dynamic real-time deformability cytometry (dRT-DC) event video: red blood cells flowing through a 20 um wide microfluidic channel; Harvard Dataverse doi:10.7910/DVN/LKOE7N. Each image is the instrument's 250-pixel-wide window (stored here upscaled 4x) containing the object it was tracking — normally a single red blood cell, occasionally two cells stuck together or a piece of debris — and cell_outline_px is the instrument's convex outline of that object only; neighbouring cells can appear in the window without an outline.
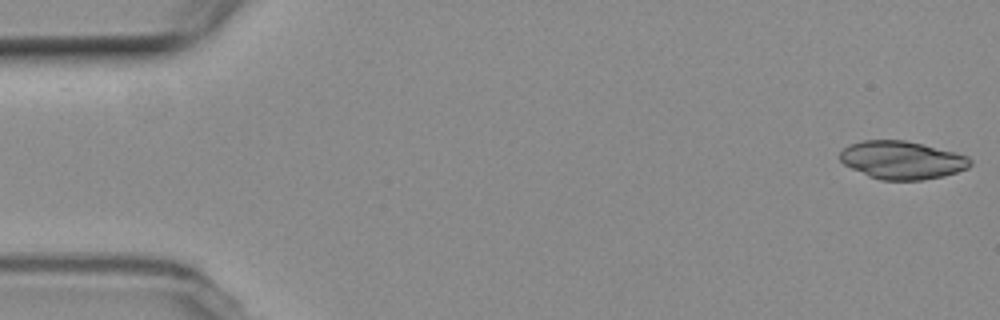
{"species": "common noctule bat (a hibernating species)", "species_latin": "Nyctalus noctula", "temperature_condition": "room temperature", "stored_images_in_passage": 6, "camera_frame_rate_fps": 3000, "um_per_image_px": 0.085, "animal": {"sex": "female", "body_mass_g": 19.3, "forearm_length_mm": 54.1}, "frame": {"image": 1, "passage_image": 1, "time_ms": 0.0, "image_size_px": [1000, 320], "cell_outline_px": [[972, 164], [968, 168], [944, 176], [924, 180], [880, 180], [868, 176], [844, 164], [840, 160], [840, 152], [848, 144], [864, 140], [904, 140], [968, 156], [972, 160]], "centroid_in_image_um": [76.66, 13.62], "position_along_channel_um": 8.3, "area_um2": 28.73}}